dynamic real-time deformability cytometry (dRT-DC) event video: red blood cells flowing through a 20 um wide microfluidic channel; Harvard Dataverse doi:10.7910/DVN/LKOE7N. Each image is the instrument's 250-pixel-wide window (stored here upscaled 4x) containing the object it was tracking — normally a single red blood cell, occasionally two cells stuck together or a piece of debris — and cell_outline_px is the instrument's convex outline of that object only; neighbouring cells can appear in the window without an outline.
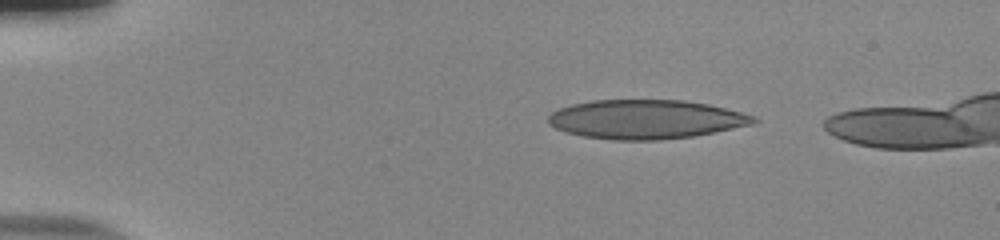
{"species": "human", "species_latin": "Homo sapiens", "temperature_condition": "room temperature", "stored_images_in_passage": 43, "camera_frame_rate_fps": 3000, "um_per_image_px": 0.085, "donor": {"sex": "male"}, "frame": {"image": 1, "passage_image": 1, "time_ms": 0.0, "image_size_px": [1000, 240], "cell_outline_px": [[760, 120], [752, 124], [692, 136], [660, 140], [616, 140], [584, 136], [564, 132], [548, 124], [548, 116], [552, 112], [560, 108], [572, 104], [592, 100], [684, 100], [708, 104], [756, 116]], "centroid_in_image_um": [54.87, 10.14], "position_along_channel_um": 30.1, "area_um2": 46.59}}
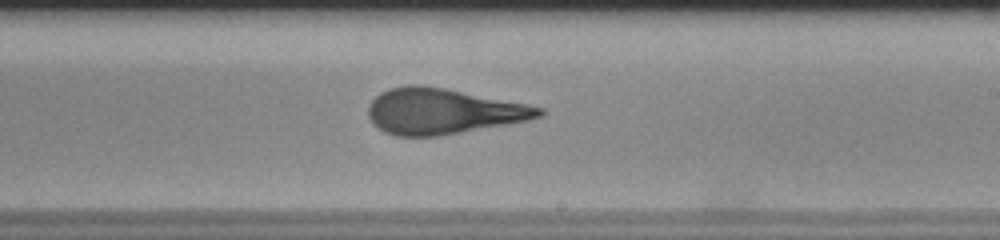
{"frame": {"image": 2, "passage_image": 24, "time_ms": 7.667, "image_size_px": [1000, 240], "cell_outline_px": [[544, 112], [540, 116], [524, 120], [436, 136], [396, 136], [384, 132], [368, 116], [368, 104], [380, 92], [388, 88], [404, 84], [420, 84], [444, 88], [544, 108]], "centroid_in_image_um": [37.53, 9.43], "position_along_channel_um": 251.5, "area_um2": 44.51}}
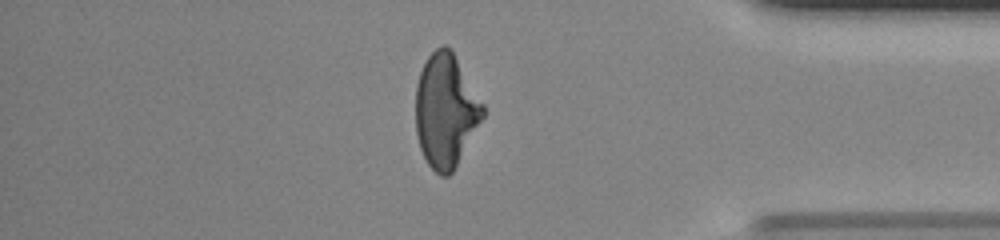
{"frame": {"image": 3, "passage_image": 37, "time_ms": 12.0, "image_size_px": [1000, 240], "cell_outline_px": [[484, 116], [452, 172], [448, 176], [440, 176], [428, 164], [420, 148], [416, 132], [416, 84], [420, 72], [428, 56], [436, 48], [444, 44], [452, 52], [484, 104]], "centroid_in_image_um": [37.87, 9.41], "position_along_channel_um": 397.3, "area_um2": 43.87}}